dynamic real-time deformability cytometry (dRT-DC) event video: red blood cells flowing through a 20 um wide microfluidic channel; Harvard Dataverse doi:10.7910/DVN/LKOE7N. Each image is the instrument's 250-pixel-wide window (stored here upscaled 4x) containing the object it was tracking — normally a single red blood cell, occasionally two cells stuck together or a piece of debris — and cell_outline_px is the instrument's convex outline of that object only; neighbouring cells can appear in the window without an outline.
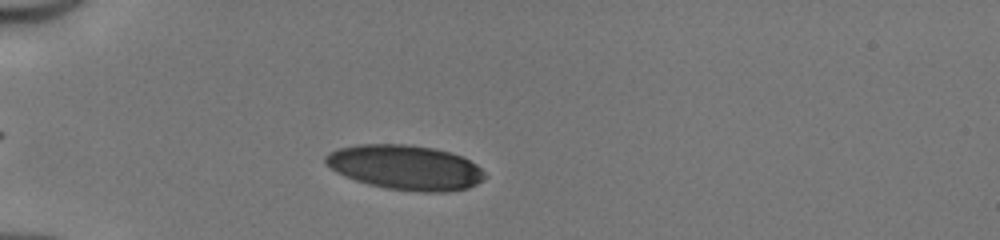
{"species": "human", "species_latin": "Homo sapiens", "temperature_condition": "cold", "stored_images_in_passage": 7, "camera_frame_rate_fps": 3000, "um_per_image_px": 0.085, "donor": {"sex": "male"}, "frame": {"image": 1, "passage_image": 4, "time_ms": 1.0, "image_size_px": [1000, 240], "cell_outline_px": [[488, 176], [484, 180], [468, 188], [448, 192], [420, 192], [384, 188], [368, 184], [344, 176], [336, 172], [324, 164], [324, 156], [328, 152], [340, 148], [356, 144], [404, 144], [432, 148], [448, 152], [460, 156], [476, 164]], "centroid_in_image_um": [34.43, 14.24], "position_along_channel_um": 50.6, "area_um2": 41.73}}
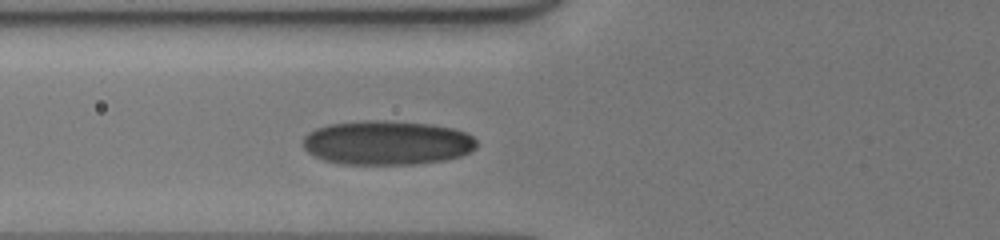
{"frame": {"image": 2, "passage_image": 7, "time_ms": 2.0, "image_size_px": [1000, 240], "cell_outline_px": [[476, 148], [460, 156], [444, 160], [412, 164], [340, 164], [324, 160], [308, 152], [304, 148], [304, 136], [308, 132], [316, 128], [328, 124], [364, 120], [384, 120], [432, 124], [452, 128], [464, 132], [472, 136], [476, 140]], "centroid_in_image_um": [32.88, 12.12], "position_along_channel_um": 92.9, "area_um2": 44.8}}